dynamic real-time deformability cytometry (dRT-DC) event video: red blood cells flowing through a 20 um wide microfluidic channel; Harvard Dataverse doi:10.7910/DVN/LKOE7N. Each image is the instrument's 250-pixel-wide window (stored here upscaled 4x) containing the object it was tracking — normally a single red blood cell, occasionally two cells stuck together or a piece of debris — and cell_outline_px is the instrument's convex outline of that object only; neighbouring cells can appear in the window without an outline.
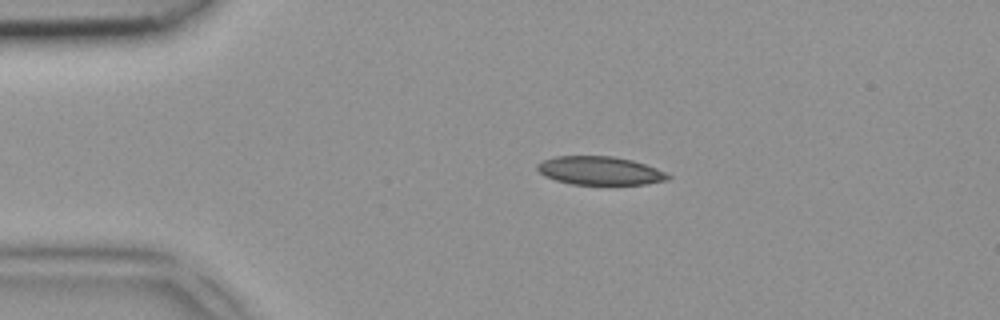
{"species": "common noctule bat (a hibernating species)", "species_latin": "Nyctalus noctula", "temperature_condition": "room temperature", "stored_images_in_passage": 3, "camera_frame_rate_fps": 3000, "um_per_image_px": 0.085, "animal": {"sex": "female", "body_mass_g": 18.4}, "frame": {"image": 1, "passage_image": 2, "time_ms": 0.333, "image_size_px": [1000, 320], "cell_outline_px": [[672, 176], [668, 180], [644, 184], [612, 188], [572, 184], [556, 180], [544, 176], [536, 168], [536, 164], [544, 160], [556, 156], [612, 156], [632, 160], [656, 168]], "centroid_in_image_um": [51.01, 14.56], "position_along_channel_um": 34.0, "area_um2": 22.54}}